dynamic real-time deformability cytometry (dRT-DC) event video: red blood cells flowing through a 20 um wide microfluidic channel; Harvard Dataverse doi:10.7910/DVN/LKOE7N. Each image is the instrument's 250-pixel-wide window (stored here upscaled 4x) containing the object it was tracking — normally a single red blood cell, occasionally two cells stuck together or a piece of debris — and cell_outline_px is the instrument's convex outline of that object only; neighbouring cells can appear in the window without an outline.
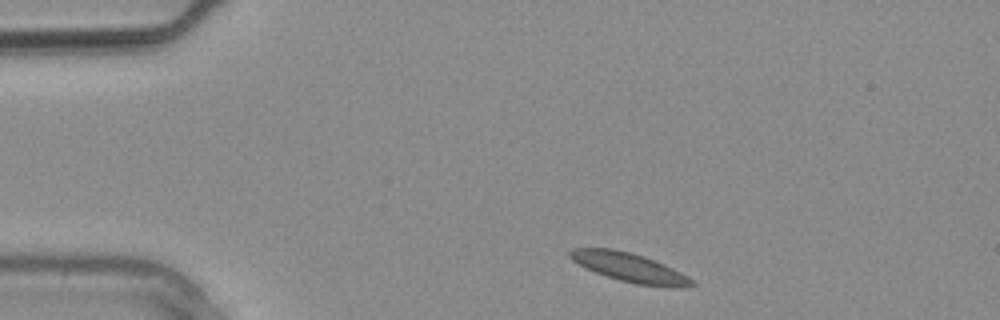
{"species": "common noctule bat (a hibernating species)", "species_latin": "Nyctalus noctula", "temperature_condition": "warm", "stored_images_in_passage": 10, "camera_frame_rate_fps": 3000, "um_per_image_px": 0.085, "animal": {"sex": "male", "body_mass_g": 20.4}, "frame": {"image": 1, "passage_image": 1, "time_ms": 0.0, "image_size_px": [1000, 320], "cell_outline_px": [[696, 284], [688, 288], [676, 288], [636, 284], [620, 280], [596, 272], [572, 260], [568, 256], [568, 252], [572, 248], [612, 248], [644, 256], [656, 260], [688, 276]], "centroid_in_image_um": [53.56, 22.74], "position_along_channel_um": 31.4, "area_um2": 20.52}}
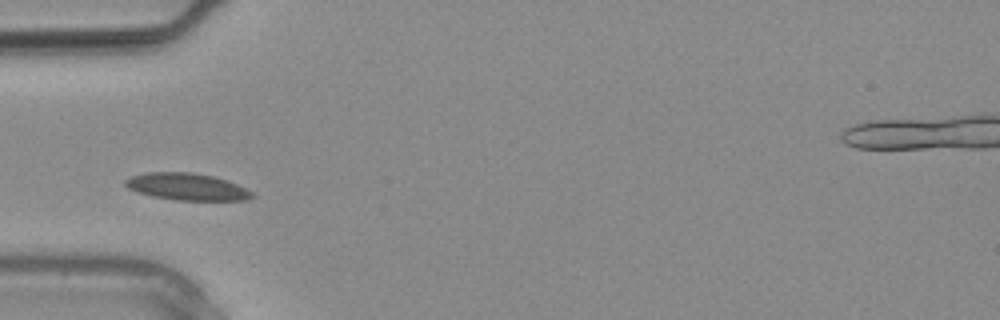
{"frame": {"image": 2, "passage_image": 5, "time_ms": 1.333, "image_size_px": [1000, 320], "cell_outline_px": [[256, 196], [248, 200], [176, 200], [152, 196], [136, 192], [128, 188], [124, 184], [124, 180], [132, 176], [148, 172], [192, 172], [212, 176], [228, 180], [252, 192]], "centroid_in_image_um": [15.88, 15.87], "position_along_channel_um": 69.1, "area_um2": 19.94}}